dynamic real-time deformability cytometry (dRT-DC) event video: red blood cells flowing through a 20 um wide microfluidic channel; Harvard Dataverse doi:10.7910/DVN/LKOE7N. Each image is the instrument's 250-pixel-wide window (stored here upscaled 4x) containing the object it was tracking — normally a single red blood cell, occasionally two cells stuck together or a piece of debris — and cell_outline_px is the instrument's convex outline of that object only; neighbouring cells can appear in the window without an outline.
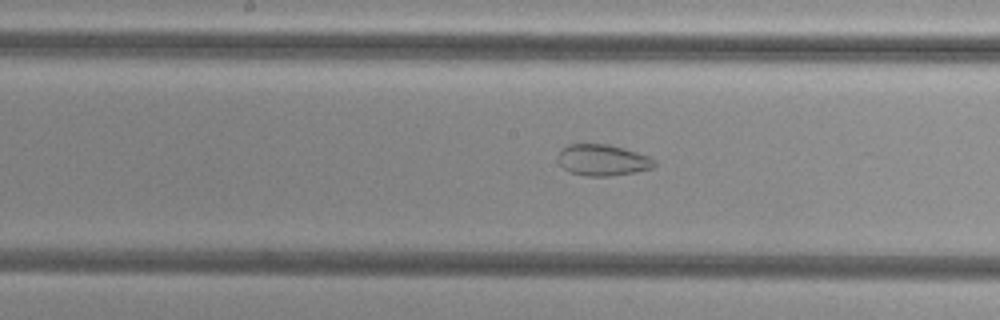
{"species": "common noctule bat (a hibernating species)", "species_latin": "Nyctalus noctula", "temperature_condition": "cold", "stored_images_in_passage": 32, "camera_frame_rate_fps": 3000, "um_per_image_px": 0.085, "animal": {"sex": "female", "body_mass_g": 29.2, "forearm_length_mm": 56.3}, "frame": {"image": 1, "passage_image": 18, "time_ms": 5.667, "image_size_px": [1000, 320], "cell_outline_px": [[656, 164], [652, 168], [636, 172], [608, 176], [588, 176], [568, 172], [560, 164], [556, 156], [560, 148], [568, 144], [608, 144], [624, 148], [648, 156], [656, 160]], "centroid_in_image_um": [51.19, 13.6], "position_along_channel_um": 197.0, "area_um2": 17.74}}
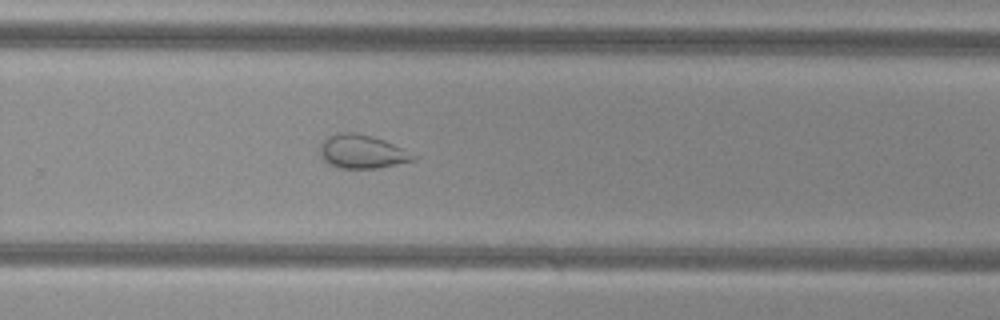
{"frame": {"image": 2, "passage_image": 26, "time_ms": 8.333, "image_size_px": [1000, 320], "cell_outline_px": [[420, 156], [412, 160], [396, 164], [376, 168], [336, 168], [328, 164], [320, 156], [320, 144], [328, 136], [340, 132], [356, 132], [372, 136], [384, 140]], "centroid_in_image_um": [30.75, 12.88], "position_along_channel_um": 299.1, "area_um2": 18.32}}
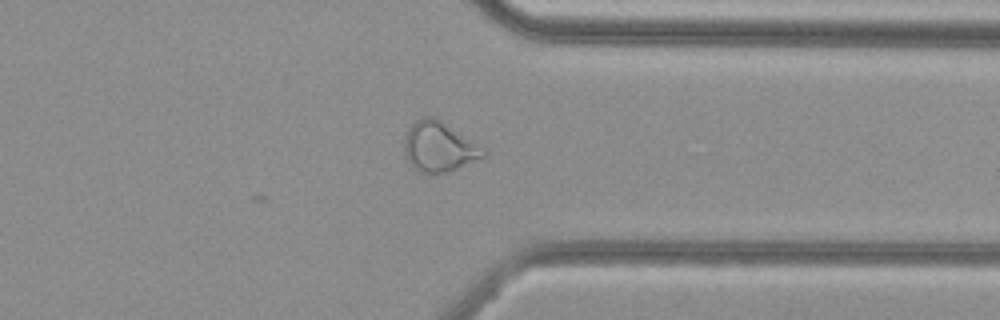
{"frame": {"image": 3, "passage_image": 32, "time_ms": 10.333, "image_size_px": [1000, 320], "cell_outline_px": [[488, 152], [484, 156], [444, 172], [420, 172], [412, 168], [408, 160], [404, 148], [404, 140], [408, 128], [420, 116], [436, 116], [484, 148]], "centroid_in_image_um": [37.28, 12.42], "position_along_channel_um": 374.1, "area_um2": 22.72}, "authors_computed_cell_mechanics": {"area_um2": 19.7387, "velocity_mm_per_s": 3.8354, "shape_relaxation_time_tau1_ms": null, "shape_relaxation_time_tau2_ms": 2.2039, "deformation_change_tau1": null, "deformation_change_tau2": 0.0704}}